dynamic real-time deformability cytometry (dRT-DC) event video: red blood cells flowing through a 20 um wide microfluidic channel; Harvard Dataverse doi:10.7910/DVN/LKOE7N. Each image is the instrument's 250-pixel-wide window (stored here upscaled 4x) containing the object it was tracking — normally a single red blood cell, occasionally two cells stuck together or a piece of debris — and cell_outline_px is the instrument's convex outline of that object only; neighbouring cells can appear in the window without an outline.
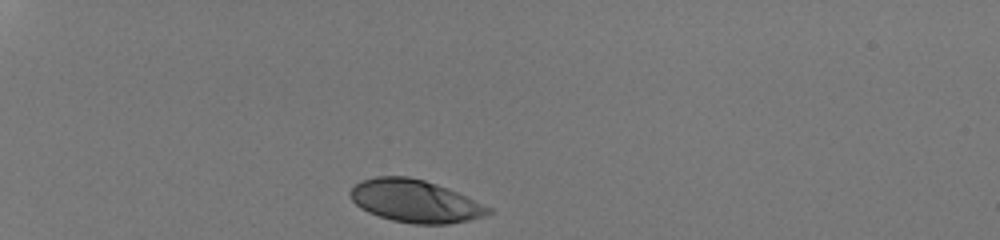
{"species": "human", "species_latin": "Homo sapiens", "temperature_condition": "room temperature", "stored_images_in_passage": 31, "camera_frame_rate_fps": 3000, "um_per_image_px": 0.085, "donor": {"sex": "male"}, "frame": {"image": 1, "passage_image": 1, "time_ms": 0.0, "image_size_px": [1000, 240], "cell_outline_px": [[492, 212], [484, 216], [468, 220], [448, 224], [412, 224], [392, 220], [368, 212], [360, 208], [352, 200], [348, 192], [356, 184], [364, 180], [376, 176], [408, 176], [424, 180], [448, 188], [492, 208]], "centroid_in_image_um": [35.28, 17.09], "position_along_channel_um": 49.7, "area_um2": 34.1}}
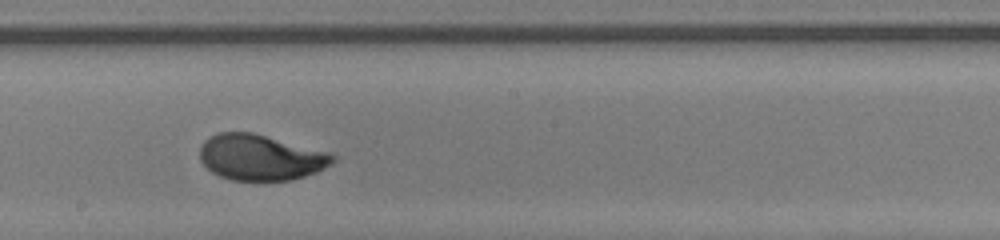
{"frame": {"image": 2, "passage_image": 18, "time_ms": 5.667, "image_size_px": [1000, 240], "cell_outline_px": [[336, 160], [332, 164], [316, 172], [292, 180], [232, 180], [220, 176], [212, 172], [200, 160], [200, 148], [204, 140], [220, 132], [252, 132], [332, 152], [336, 156]], "centroid_in_image_um": [22.19, 13.37], "position_along_channel_um": 226.0, "area_um2": 35.6}}
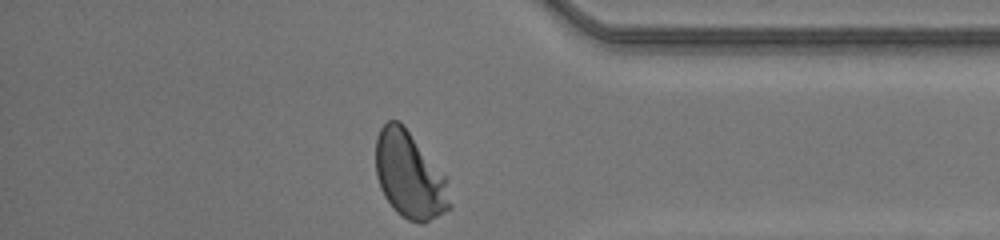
{"frame": {"image": 3, "passage_image": 31, "time_ms": 10.0, "image_size_px": [1000, 240], "cell_outline_px": [[452, 208], [420, 224], [408, 220], [396, 212], [392, 208], [384, 196], [380, 188], [376, 176], [376, 136], [380, 128], [388, 120], [400, 120], [404, 124], [444, 176], [452, 204]], "centroid_in_image_um": [34.78, 14.89], "position_along_channel_um": 400.4, "area_um2": 37.22}, "authors_computed_cell_mechanics": {"area_um2": 35.4892, "velocity_mm_per_s": 4.1939, "shape_relaxation_time_tau1_ms": 2.5266, "shape_relaxation_time_tau2_ms": null, "deformation_change_tau1": 0.1678, "deformation_change_tau2": null}}